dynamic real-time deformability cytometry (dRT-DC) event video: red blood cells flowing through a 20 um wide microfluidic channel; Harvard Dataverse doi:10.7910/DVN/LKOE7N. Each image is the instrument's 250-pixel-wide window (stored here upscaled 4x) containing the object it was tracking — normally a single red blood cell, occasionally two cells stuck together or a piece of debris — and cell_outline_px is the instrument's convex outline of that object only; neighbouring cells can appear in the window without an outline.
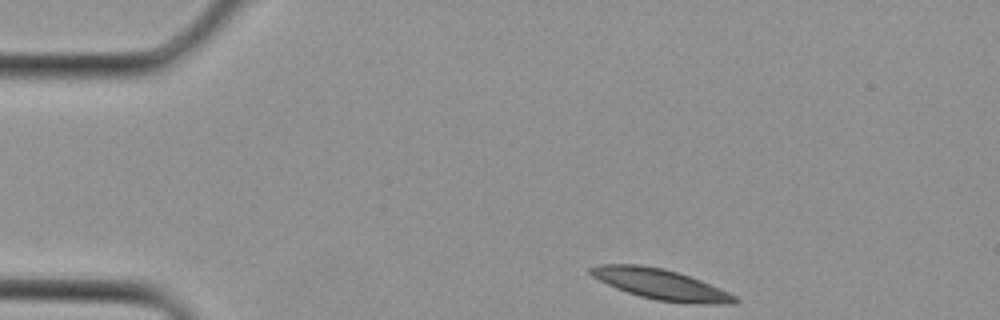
{"species": "Egyptian fruit bat (a non-hibernating species)", "species_latin": "Rousettus aegyptiacus", "temperature_condition": "cold", "stored_images_in_passage": 1, "camera_frame_rate_fps": 3000, "um_per_image_px": 0.085, "animal": {"sex": "female"}, "frame": {"image": 1, "passage_image": 1, "time_ms": 0.0, "image_size_px": [1000, 320], "cell_outline_px": [[740, 300], [736, 304], [708, 304], [656, 300], [640, 296], [616, 288], [592, 276], [588, 272], [588, 268], [600, 264], [640, 264], [664, 268], [700, 280], [720, 288], [736, 296]], "centroid_in_image_um": [56.17, 24.16], "position_along_channel_um": 28.8, "area_um2": 25.43}}